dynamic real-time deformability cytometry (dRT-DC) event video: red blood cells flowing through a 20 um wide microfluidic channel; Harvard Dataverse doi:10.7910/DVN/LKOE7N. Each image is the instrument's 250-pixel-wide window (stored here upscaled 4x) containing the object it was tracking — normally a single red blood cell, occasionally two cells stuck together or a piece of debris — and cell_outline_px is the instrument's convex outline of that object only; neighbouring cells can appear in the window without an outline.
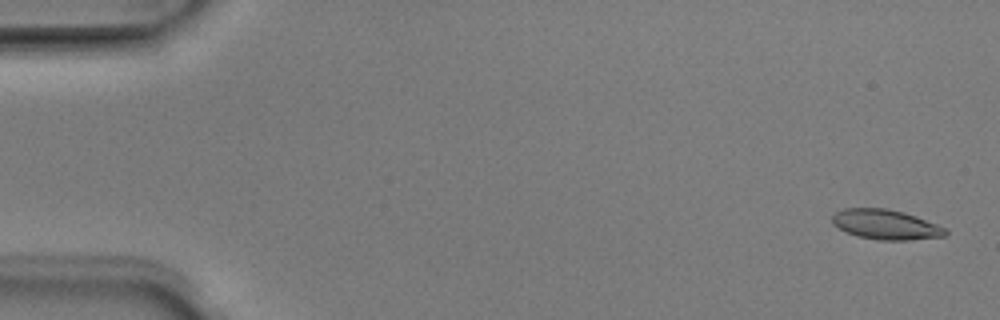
{"species": "Egyptian fruit bat (a non-hibernating species)", "species_latin": "Rousettus aegyptiacus", "temperature_condition": "room temperature", "stored_images_in_passage": 51, "camera_frame_rate_fps": 3000, "um_per_image_px": 0.085, "animal": {"sex": "male"}, "frame": {"image": 1, "passage_image": 2, "time_ms": 0.333, "image_size_px": [1000, 320], "cell_outline_px": [[948, 232], [944, 236], [908, 240], [880, 240], [856, 236], [844, 232], [832, 224], [832, 216], [836, 212], [844, 208], [884, 208], [904, 212], [916, 216], [936, 224], [944, 228]], "centroid_in_image_um": [75.24, 19.08], "position_along_channel_um": 9.8, "area_um2": 19.71}}
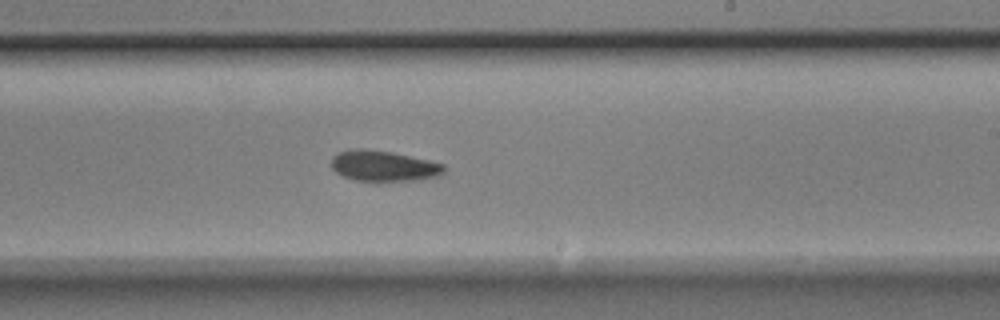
{"frame": {"image": 2, "passage_image": 31, "time_ms": 10.0, "image_size_px": [1000, 320], "cell_outline_px": [[444, 172], [440, 176], [420, 180], [376, 184], [356, 180], [344, 176], [336, 172], [332, 168], [332, 156], [336, 152], [356, 148], [364, 148], [392, 152], [428, 160], [444, 164]], "centroid_in_image_um": [32.61, 14.14], "position_along_channel_um": 256.4, "area_um2": 20.98}}
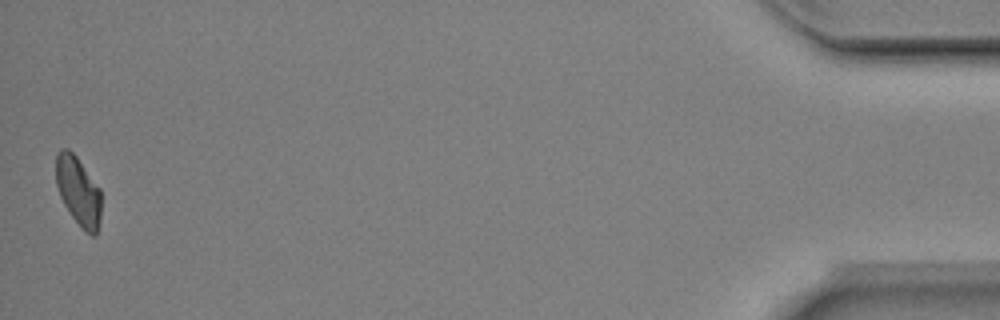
{"frame": {"image": 3, "passage_image": 51, "time_ms": 16.667, "image_size_px": [1000, 320], "cell_outline_px": [[100, 220], [96, 236], [92, 236], [84, 232], [72, 216], [64, 204], [60, 196], [56, 184], [56, 156], [60, 148], [68, 148], [76, 156], [100, 188]], "centroid_in_image_um": [6.65, 16.26], "position_along_channel_um": 428.5, "area_um2": 18.21}, "authors_computed_cell_mechanics": {"area_um2": 19.8832, "velocity_mm_per_s": 3.9608, "shape_relaxation_time_tau1_ms": 3.1339, "shape_relaxation_time_tau2_ms": 3.5408, "deformation_change_tau1": 0.1003, "deformation_change_tau2": 0.0854}}